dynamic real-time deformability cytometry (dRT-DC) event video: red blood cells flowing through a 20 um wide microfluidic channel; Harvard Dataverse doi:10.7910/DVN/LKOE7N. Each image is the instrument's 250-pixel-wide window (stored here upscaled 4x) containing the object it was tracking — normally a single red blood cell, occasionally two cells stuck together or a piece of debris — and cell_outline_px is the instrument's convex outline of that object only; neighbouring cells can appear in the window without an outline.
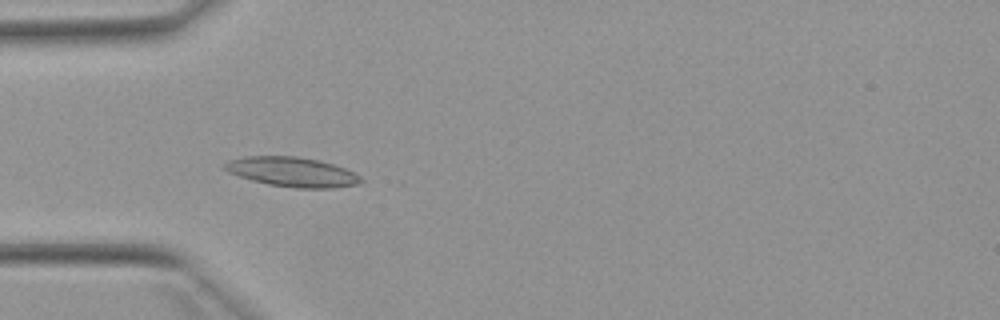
{"species": "Egyptian fruit bat (a non-hibernating species)", "species_latin": "Rousettus aegyptiacus", "temperature_condition": "warm", "stored_images_in_passage": 52, "camera_frame_rate_fps": 3000, "um_per_image_px": 0.085, "animal": {"sex": "female"}, "frame": {"image": 1, "passage_image": 16, "time_ms": 5.0, "image_size_px": [1000, 320], "cell_outline_px": [[364, 180], [360, 184], [332, 188], [296, 188], [268, 184], [252, 180], [228, 172], [224, 168], [224, 164], [228, 160], [244, 156], [296, 156], [320, 160], [344, 168], [360, 176]], "centroid_in_image_um": [24.84, 14.61], "position_along_channel_um": 60.2, "area_um2": 23.47}}
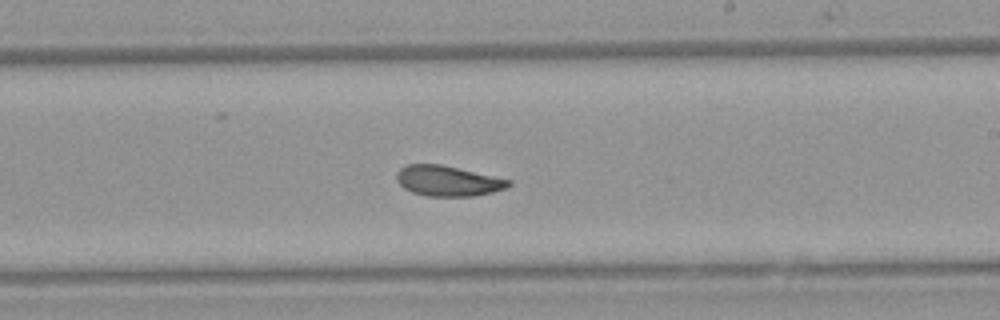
{"frame": {"image": 2, "passage_image": 31, "time_ms": 10.0, "image_size_px": [1000, 320], "cell_outline_px": [[512, 184], [504, 188], [492, 192], [472, 196], [428, 196], [412, 192], [404, 188], [396, 180], [396, 172], [400, 168], [408, 164], [440, 164], [512, 180]], "centroid_in_image_um": [38.04, 15.37], "position_along_channel_um": 251.0, "area_um2": 19.71}}
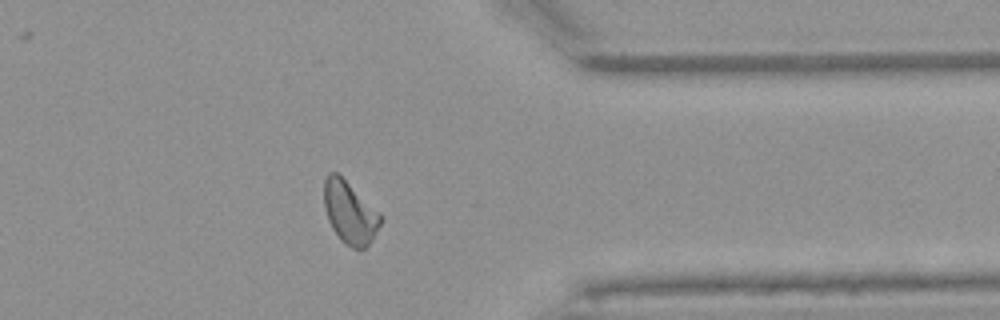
{"frame": {"image": 3, "passage_image": 42, "time_ms": 13.667, "image_size_px": [1000, 320], "cell_outline_px": [[384, 220], [372, 240], [364, 248], [352, 248], [340, 240], [332, 228], [328, 220], [324, 208], [324, 180], [328, 172], [336, 172], [380, 212], [384, 216]], "centroid_in_image_um": [29.75, 18.07], "position_along_channel_um": 381.7, "area_um2": 20.63}, "authors_computed_cell_mechanics": {"area_um2": 20.8658, "velocity_mm_per_s": 3.8651, "shape_relaxation_time_tau1_ms": 7.3492, "shape_relaxation_time_tau2_ms": 2.8142, "deformation_change_tau1": 0.161, "deformation_change_tau2": 0.0854}}